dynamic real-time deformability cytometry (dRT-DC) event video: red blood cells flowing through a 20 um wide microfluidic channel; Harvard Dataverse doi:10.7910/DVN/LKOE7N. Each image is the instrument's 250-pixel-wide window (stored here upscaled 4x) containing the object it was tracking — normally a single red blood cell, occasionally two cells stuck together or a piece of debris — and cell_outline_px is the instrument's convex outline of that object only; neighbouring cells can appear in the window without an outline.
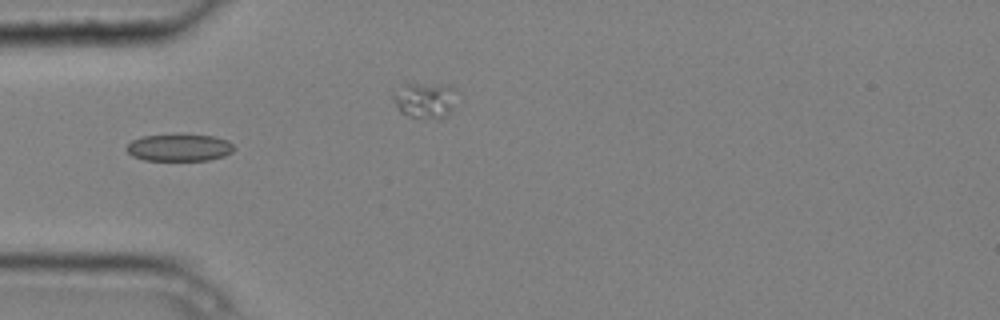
{"species": "common noctule bat (a hibernating species)", "species_latin": "Nyctalus noctula", "temperature_condition": "cold", "stored_images_in_passage": 13, "camera_frame_rate_fps": 3000, "um_per_image_px": 0.085, "animal": {"sex": "male", "body_mass_g": 20.4}, "frame": {"image": 1, "passage_image": 5, "time_ms": 1.333, "image_size_px": [1000, 320], "cell_outline_px": [[236, 148], [232, 152], [224, 156], [208, 160], [144, 160], [132, 156], [124, 148], [132, 140], [144, 136], [180, 132], [212, 136], [228, 140]], "centroid_in_image_um": [15.24, 12.51], "position_along_channel_um": 69.8, "area_um2": 17.57}}
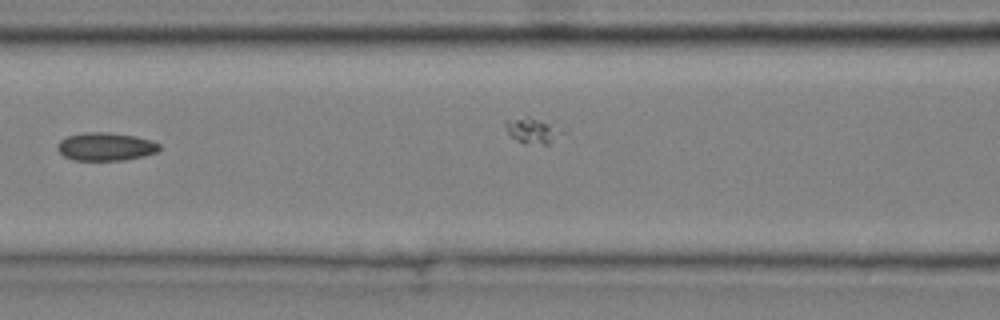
{"frame": {"image": 2, "passage_image": 7, "time_ms": 2.0, "image_size_px": [1000, 320], "cell_outline_px": [[160, 148], [156, 152], [144, 156], [124, 160], [72, 160], [64, 156], [56, 148], [56, 144], [60, 140], [68, 136], [84, 132], [112, 132], [136, 136], [152, 140], [160, 144]], "centroid_in_image_um": [8.98, 12.45], "position_along_channel_um": 157.6, "area_um2": 16.88}}
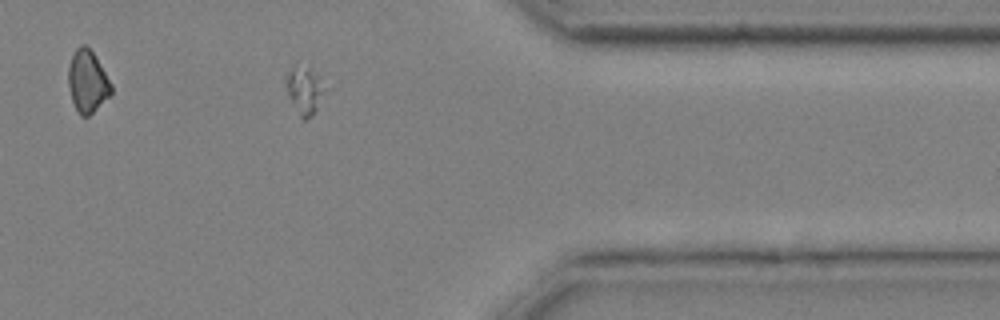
{"frame": {"image": 3, "passage_image": 13, "time_ms": 4.0, "image_size_px": [1000, 320], "cell_outline_px": [[324, 88], [316, 112], [312, 116], [304, 120], [300, 120], [288, 96], [288, 72], [292, 68], [312, 68]], "centroid_in_image_um": [25.88, 7.78], "position_along_channel_um": 385.5, "area_um2": 10.12}}